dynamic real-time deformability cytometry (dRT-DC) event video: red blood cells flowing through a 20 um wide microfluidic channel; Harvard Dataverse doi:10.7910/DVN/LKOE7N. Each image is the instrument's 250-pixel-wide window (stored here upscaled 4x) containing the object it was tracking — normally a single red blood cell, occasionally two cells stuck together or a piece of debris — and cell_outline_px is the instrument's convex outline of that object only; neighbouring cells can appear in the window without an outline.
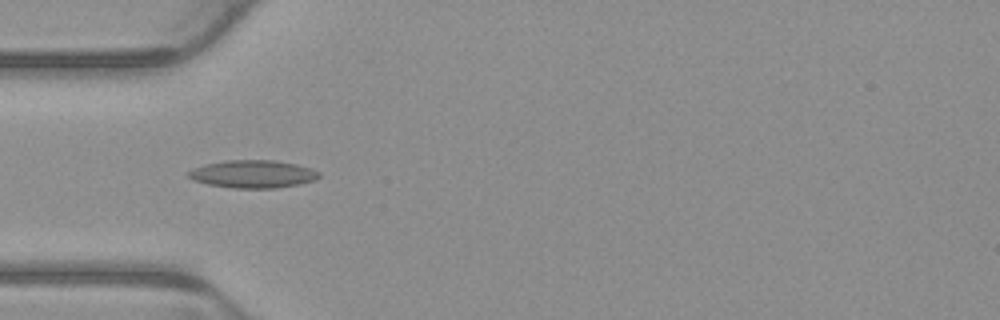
{"species": "common noctule bat (a hibernating species)", "species_latin": "Nyctalus noctula", "temperature_condition": "warm", "stored_images_in_passage": 4, "camera_frame_rate_fps": 3000, "um_per_image_px": 0.085, "animal": {"sex": "male", "body_mass_g": 23.1, "forearm_length_mm": 52.7}, "frame": {"image": 1, "passage_image": 2, "time_ms": 0.333, "image_size_px": [1000, 320], "cell_outline_px": [[320, 176], [316, 180], [300, 184], [276, 188], [232, 188], [208, 184], [196, 180], [188, 176], [188, 172], [192, 168], [224, 160], [272, 160], [296, 164], [312, 168], [320, 172]], "centroid_in_image_um": [21.55, 14.79], "position_along_channel_um": 63.5, "area_um2": 21.1}}
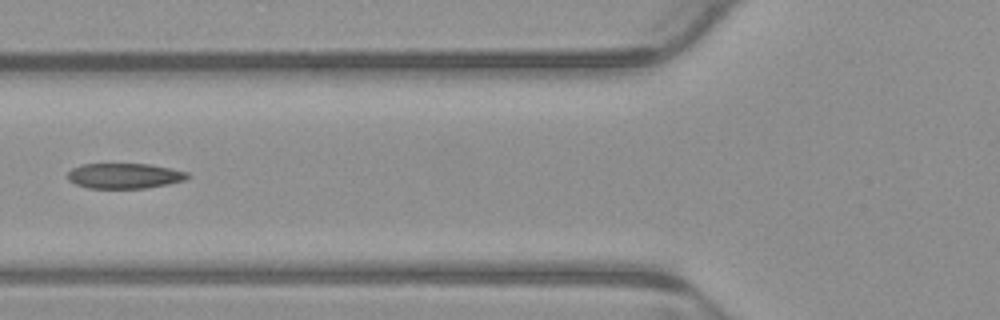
{"frame": {"image": 2, "passage_image": 3, "time_ms": 0.667, "image_size_px": [1000, 320], "cell_outline_px": [[188, 176], [184, 180], [168, 184], [144, 188], [88, 188], [76, 184], [68, 180], [68, 172], [72, 168], [80, 164], [152, 164], [172, 168], [188, 172]], "centroid_in_image_um": [10.57, 14.94], "position_along_channel_um": 115.2, "area_um2": 17.69}}
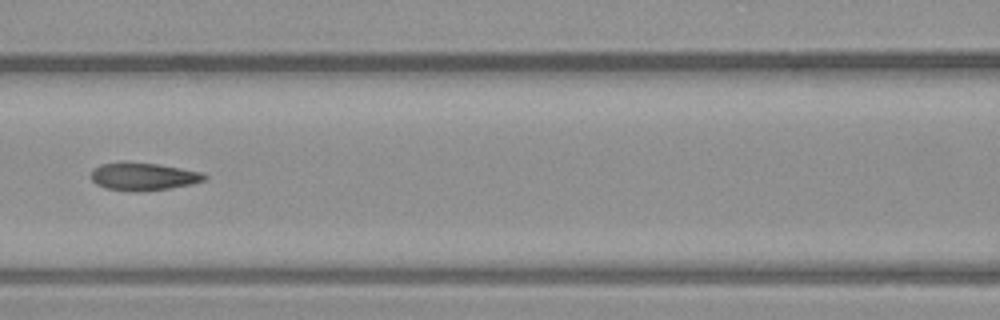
{"frame": {"image": 3, "passage_image": 4, "time_ms": 1.0, "image_size_px": [1000, 320], "cell_outline_px": [[208, 176], [204, 180], [192, 184], [168, 188], [136, 192], [132, 192], [104, 188], [96, 184], [92, 180], [92, 168], [100, 164], [124, 160], [156, 164], [204, 172]], "centroid_in_image_um": [12.14, 14.98], "position_along_channel_um": 154.5, "area_um2": 18.67}}